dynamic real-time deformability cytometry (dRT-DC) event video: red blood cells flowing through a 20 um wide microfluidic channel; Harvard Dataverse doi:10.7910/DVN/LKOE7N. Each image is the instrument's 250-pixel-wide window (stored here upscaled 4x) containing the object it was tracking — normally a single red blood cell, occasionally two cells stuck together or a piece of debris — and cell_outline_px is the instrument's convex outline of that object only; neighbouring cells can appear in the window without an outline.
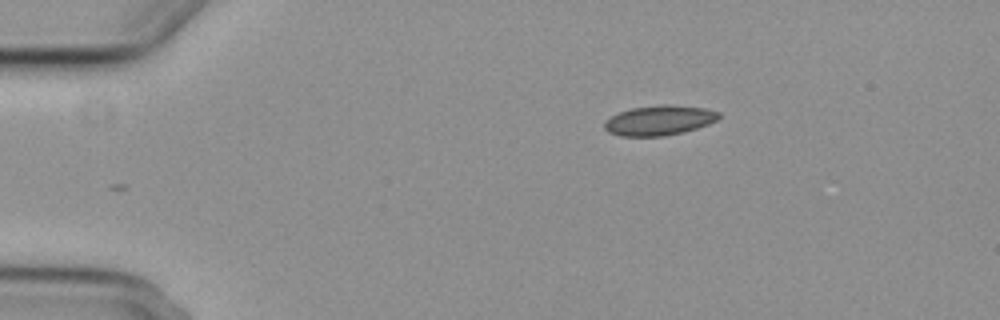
{"species": "common noctule bat (a hibernating species)", "species_latin": "Nyctalus noctula", "temperature_condition": "cold", "stored_images_in_passage": 3, "camera_frame_rate_fps": 3000, "um_per_image_px": 0.085, "animal": {"sex": "female", "body_mass_g": 29.2, "forearm_length_mm": 56.3}, "frame": {"image": 1, "passage_image": 3, "time_ms": 2.333, "image_size_px": [1000, 320], "cell_outline_px": [[720, 116], [716, 120], [708, 124], [684, 132], [664, 136], [620, 136], [608, 132], [604, 128], [604, 120], [620, 112], [632, 108], [660, 104], [668, 104], [704, 108], [720, 112]], "centroid_in_image_um": [56.02, 10.23], "position_along_channel_um": 29.0, "area_um2": 19.94}}